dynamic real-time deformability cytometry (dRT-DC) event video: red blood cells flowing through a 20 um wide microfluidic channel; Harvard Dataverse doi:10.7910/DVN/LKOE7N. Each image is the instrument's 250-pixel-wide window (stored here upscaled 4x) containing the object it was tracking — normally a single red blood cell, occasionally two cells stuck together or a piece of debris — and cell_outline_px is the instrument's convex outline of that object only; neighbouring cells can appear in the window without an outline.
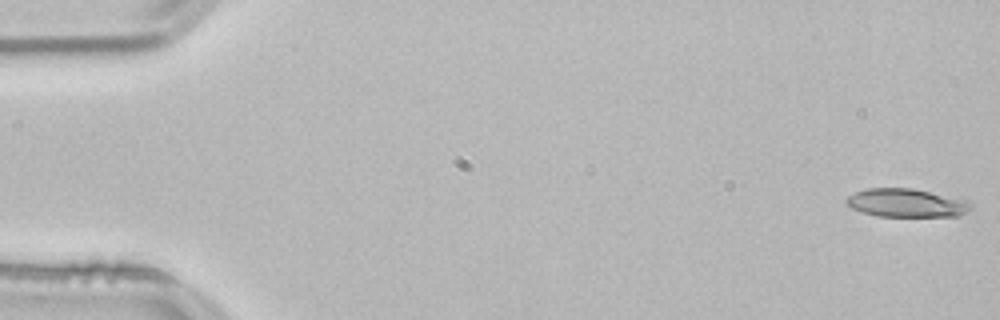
{"species": "common noctule bat (a hibernating species)", "species_latin": "Nyctalus noctula", "temperature_condition": "room temperature", "stored_images_in_passage": 18, "camera_frame_rate_fps": 3000, "um_per_image_px": 0.085, "animal": {"sex": "male", "body_mass_g": 21.5, "forearm_length_mm": 52.0}, "frame": {"image": 1, "passage_image": 1, "time_ms": 0.0, "image_size_px": [1000, 320], "cell_outline_px": [[972, 208], [968, 212], [960, 216], [876, 216], [860, 212], [852, 208], [844, 200], [848, 196], [856, 192], [868, 188], [912, 188], [968, 200], [972, 204]], "centroid_in_image_um": [77.07, 17.25], "position_along_channel_um": 7.9, "area_um2": 20.69}}
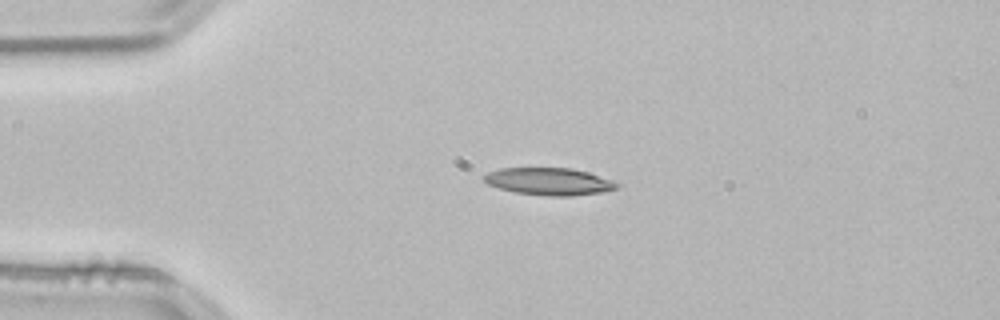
{"frame": {"image": 2, "passage_image": 12, "time_ms": 3.667, "image_size_px": [1000, 320], "cell_outline_px": [[620, 184], [616, 188], [600, 192], [572, 196], [548, 196], [516, 192], [500, 188], [488, 184], [484, 180], [484, 176], [488, 172], [500, 168], [572, 168], [588, 172], [612, 180]], "centroid_in_image_um": [46.67, 15.42], "position_along_channel_um": 38.3, "area_um2": 20.92}}